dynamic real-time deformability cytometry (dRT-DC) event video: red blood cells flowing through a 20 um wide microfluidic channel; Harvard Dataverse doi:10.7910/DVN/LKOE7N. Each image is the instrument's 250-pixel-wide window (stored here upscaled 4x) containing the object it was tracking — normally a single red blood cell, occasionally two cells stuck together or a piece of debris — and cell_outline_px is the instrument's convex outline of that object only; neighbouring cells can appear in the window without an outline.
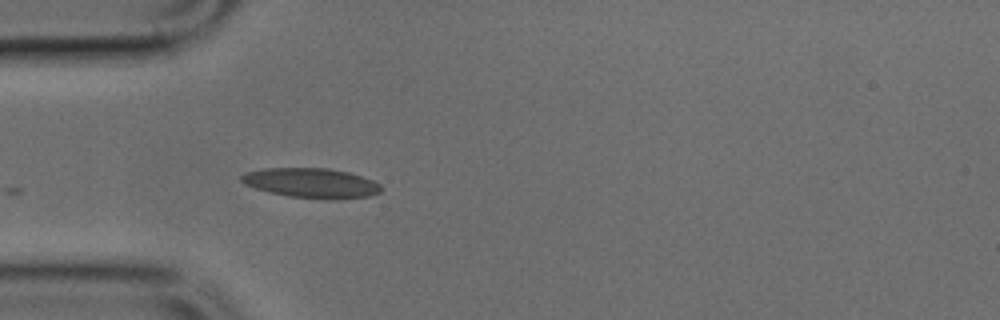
{"species": "common noctule bat (a hibernating species)", "species_latin": "Nyctalus noctula", "temperature_condition": "cold", "stored_images_in_passage": 4, "camera_frame_rate_fps": 3000, "um_per_image_px": 0.085, "animal": {"sex": "male", "body_mass_g": 17.9, "forearm_length_mm": 54.2}, "frame": {"image": 1, "passage_image": 4, "time_ms": 1.0, "image_size_px": [1000, 320], "cell_outline_px": [[380, 192], [368, 196], [340, 200], [328, 200], [288, 196], [256, 188], [244, 184], [240, 180], [240, 176], [244, 172], [264, 168], [328, 168], [348, 172], [372, 180], [380, 184]], "centroid_in_image_um": [26.45, 15.56], "position_along_channel_um": 58.5, "area_um2": 24.33}}